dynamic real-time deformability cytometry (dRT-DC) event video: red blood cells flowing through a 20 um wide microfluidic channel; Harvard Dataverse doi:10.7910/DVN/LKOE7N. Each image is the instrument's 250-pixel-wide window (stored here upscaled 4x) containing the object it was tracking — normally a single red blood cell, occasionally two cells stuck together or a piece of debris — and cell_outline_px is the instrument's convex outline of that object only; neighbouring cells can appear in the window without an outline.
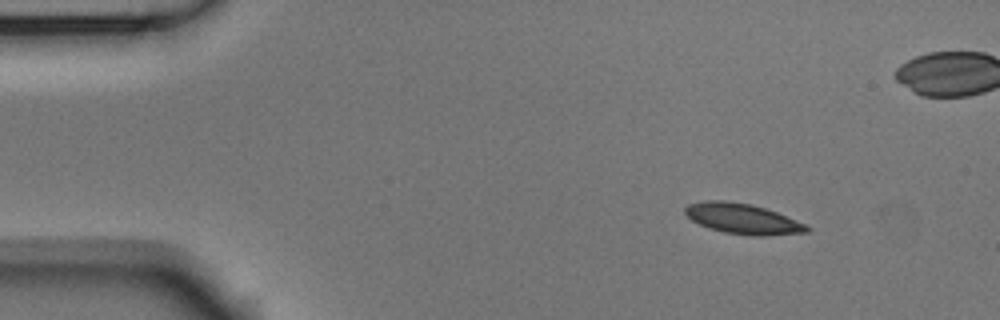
{"species": "Egyptian fruit bat (a non-hibernating species)", "species_latin": "Rousettus aegyptiacus", "temperature_condition": "room temperature", "stored_images_in_passage": 4, "camera_frame_rate_fps": 3000, "um_per_image_px": 0.085, "animal": {"sex": "male"}, "frame": {"image": 1, "passage_image": 1, "time_ms": 0.0, "image_size_px": [1000, 320], "cell_outline_px": [[812, 228], [808, 232], [768, 236], [752, 236], [724, 232], [708, 228], [692, 220], [684, 212], [684, 208], [688, 204], [708, 200], [724, 200], [752, 204], [776, 212], [808, 224]], "centroid_in_image_um": [63.17, 18.6], "position_along_channel_um": 21.8, "area_um2": 21.73}}